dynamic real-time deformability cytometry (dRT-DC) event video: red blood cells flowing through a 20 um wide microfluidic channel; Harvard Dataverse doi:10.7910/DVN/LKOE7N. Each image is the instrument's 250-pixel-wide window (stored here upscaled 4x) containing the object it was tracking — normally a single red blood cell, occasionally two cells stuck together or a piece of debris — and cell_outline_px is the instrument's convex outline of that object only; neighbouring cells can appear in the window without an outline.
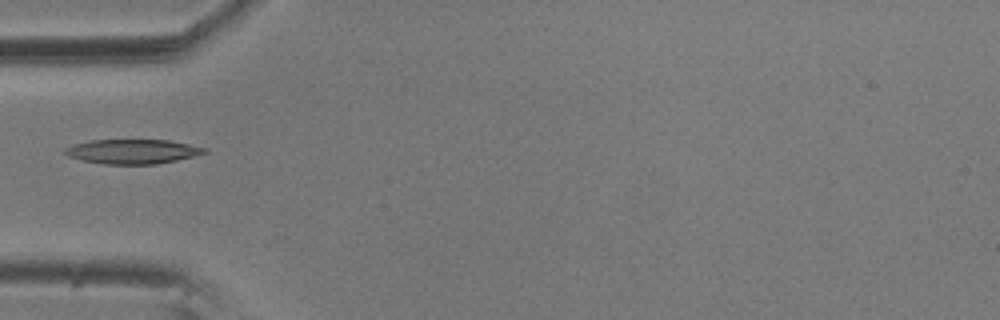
{"species": "common noctule bat (a hibernating species)", "species_latin": "Nyctalus noctula", "temperature_condition": "room temperature", "stored_images_in_passage": 11, "camera_frame_rate_fps": 3000, "um_per_image_px": 0.085, "animal": {"sex": "male", "body_mass_g": 20.5, "forearm_length_mm": 52.5}, "frame": {"image": 1, "passage_image": 1, "time_ms": 0.0, "image_size_px": [1000, 320], "cell_outline_px": [[208, 152], [196, 156], [156, 164], [104, 164], [84, 160], [68, 156], [64, 152], [64, 148], [72, 144], [92, 140], [168, 140], [208, 148]], "centroid_in_image_um": [11.29, 12.87], "position_along_channel_um": 73.7, "area_um2": 19.88}}
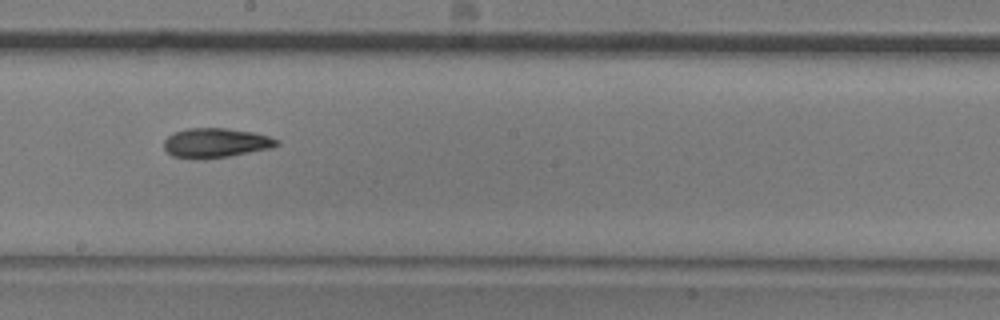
{"frame": {"image": 2, "passage_image": 5, "time_ms": 1.333, "image_size_px": [1000, 320], "cell_outline_px": [[280, 144], [272, 148], [228, 156], [204, 160], [172, 156], [164, 148], [164, 140], [168, 136], [176, 132], [188, 128], [228, 128], [256, 132], [280, 140]], "centroid_in_image_um": [18.37, 12.15], "position_along_channel_um": 229.8, "area_um2": 19.59}}
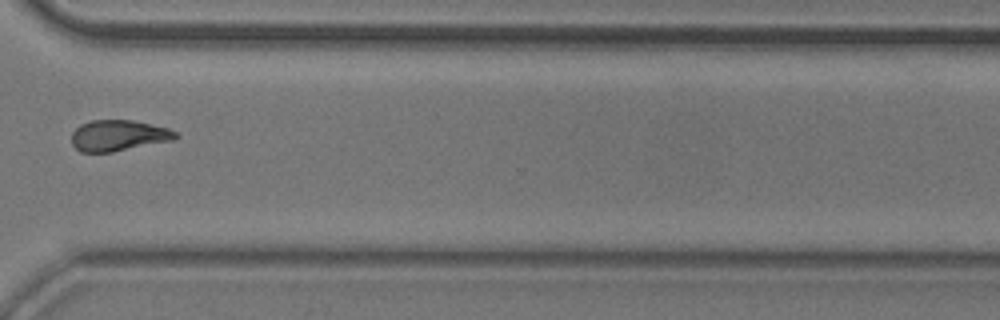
{"frame": {"image": 3, "passage_image": 8, "time_ms": 2.333, "image_size_px": [1000, 320], "cell_outline_px": [[180, 136], [172, 140], [112, 152], [80, 152], [72, 144], [72, 132], [80, 124], [92, 120], [132, 120], [168, 128], [176, 132]], "centroid_in_image_um": [10.05, 11.52], "position_along_channel_um": 360.5, "area_um2": 18.67}}